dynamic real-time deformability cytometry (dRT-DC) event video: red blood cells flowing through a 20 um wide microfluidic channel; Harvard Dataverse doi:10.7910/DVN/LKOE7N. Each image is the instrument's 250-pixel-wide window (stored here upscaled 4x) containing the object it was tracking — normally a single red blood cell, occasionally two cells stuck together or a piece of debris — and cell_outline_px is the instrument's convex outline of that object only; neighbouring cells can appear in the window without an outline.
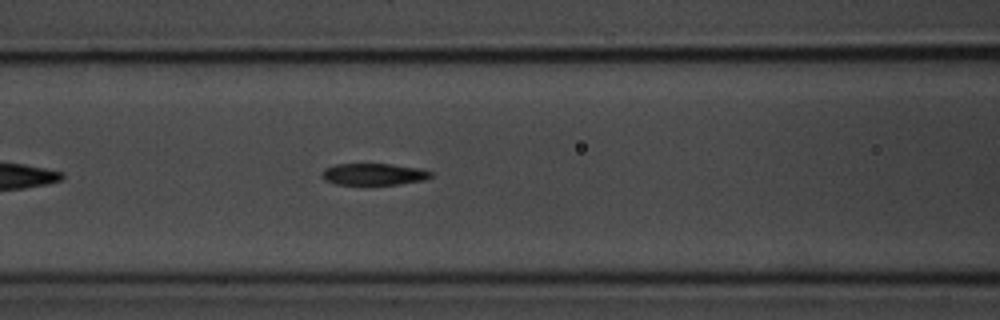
{"species": "common noctule bat (a hibernating species)", "species_latin": "Nyctalus noctula", "temperature_condition": "room temperature", "stored_images_in_passage": 36, "camera_frame_rate_fps": 3000, "um_per_image_px": 0.085, "animal": {"sex": "male", "body_mass_g": 20.1, "forearm_length_mm": 53.5}, "frame": {"image": 1, "passage_image": 11, "time_ms": 3.333, "image_size_px": [1000, 320], "cell_outline_px": [[432, 176], [424, 180], [400, 184], [364, 188], [336, 184], [324, 180], [320, 176], [324, 168], [336, 164], [388, 164], [420, 168], [432, 172]], "centroid_in_image_um": [31.71, 14.86], "position_along_channel_um": 134.9, "area_um2": 14.68}, "authors_computed_cell_mechanics": {"area_um2": 14.8835, "velocity_mm_per_s": 3.7206, "shape_relaxation_time_tau1_ms": 3.5254, "shape_relaxation_time_tau2_ms": 1.3661, "deformation_change_tau1": 0.1694, "deformation_change_tau2": 0.0787}}